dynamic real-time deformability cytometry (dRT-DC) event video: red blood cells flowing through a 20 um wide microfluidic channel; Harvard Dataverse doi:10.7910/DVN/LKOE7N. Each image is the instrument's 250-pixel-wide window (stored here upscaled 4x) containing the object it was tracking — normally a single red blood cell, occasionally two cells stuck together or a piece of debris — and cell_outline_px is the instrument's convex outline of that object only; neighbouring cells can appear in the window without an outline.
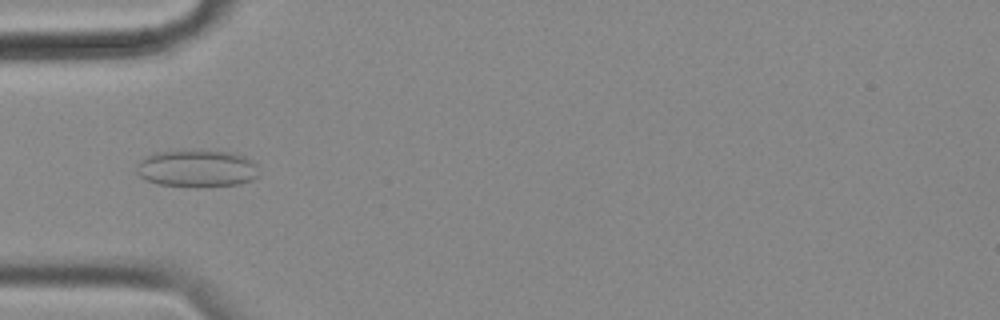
{"species": "common noctule bat (a hibernating species)", "species_latin": "Nyctalus noctula", "temperature_condition": "cold", "stored_images_in_passage": 57, "camera_frame_rate_fps": 3000, "um_per_image_px": 0.085, "animal": {"sex": "female", "body_mass_g": 18.4}, "frame": {"image": 1, "passage_image": 18, "time_ms": 5.667, "image_size_px": [1000, 320], "cell_outline_px": [[256, 176], [252, 180], [240, 184], [196, 188], [160, 184], [144, 180], [136, 172], [136, 168], [144, 156], [152, 152], [200, 148], [236, 152], [252, 160], [256, 164]], "centroid_in_image_um": [16.72, 14.29], "position_along_channel_um": 68.3, "area_um2": 27.63}}
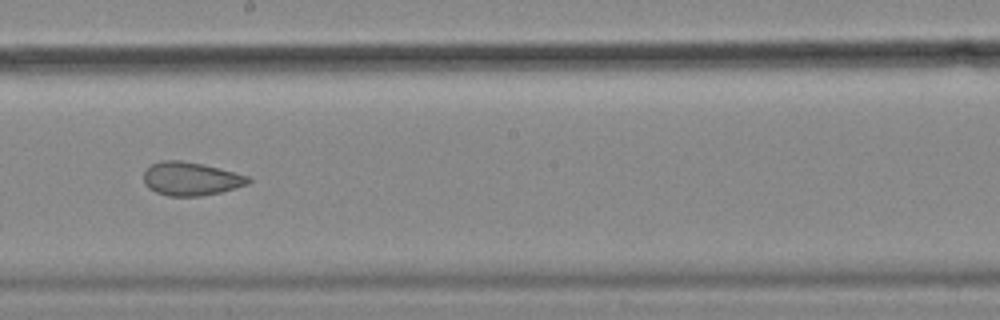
{"frame": {"image": 2, "passage_image": 32, "time_ms": 10.333, "image_size_px": [1000, 320], "cell_outline_px": [[252, 180], [248, 184], [236, 188], [220, 192], [200, 196], [168, 196], [156, 192], [148, 188], [144, 184], [144, 172], [152, 164], [160, 160], [180, 160], [204, 164], [248, 176]], "centroid_in_image_um": [16.21, 15.19], "position_along_channel_um": 232.0, "area_um2": 20.4}}
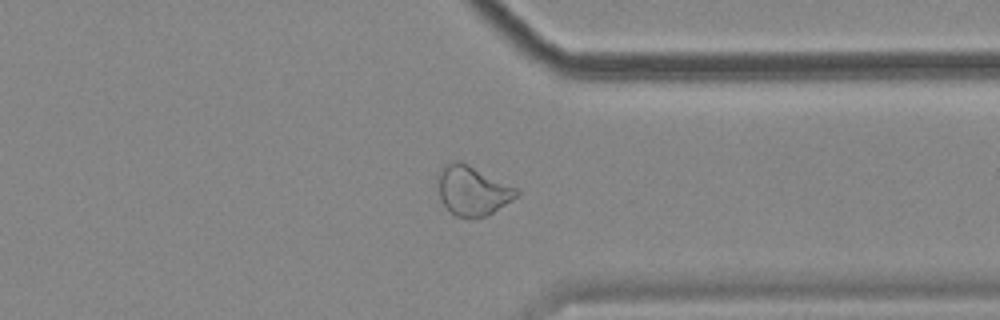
{"frame": {"image": 3, "passage_image": 44, "time_ms": 14.333, "image_size_px": [1000, 320], "cell_outline_px": [[520, 196], [492, 212], [484, 216], [456, 216], [440, 200], [436, 180], [436, 176], [444, 164], [452, 160], [460, 160], [516, 188], [520, 192]], "centroid_in_image_um": [40.12, 16.16], "position_along_channel_um": 371.3, "area_um2": 22.54}, "authors_computed_cell_mechanics": {"area_um2": 24.9118, "velocity_mm_per_s": 3.5185, "shape_relaxation_time_tau1_ms": null, "shape_relaxation_time_tau2_ms": 1.9377, "deformation_change_tau1": null, "deformation_change_tau2": 0.0626}}